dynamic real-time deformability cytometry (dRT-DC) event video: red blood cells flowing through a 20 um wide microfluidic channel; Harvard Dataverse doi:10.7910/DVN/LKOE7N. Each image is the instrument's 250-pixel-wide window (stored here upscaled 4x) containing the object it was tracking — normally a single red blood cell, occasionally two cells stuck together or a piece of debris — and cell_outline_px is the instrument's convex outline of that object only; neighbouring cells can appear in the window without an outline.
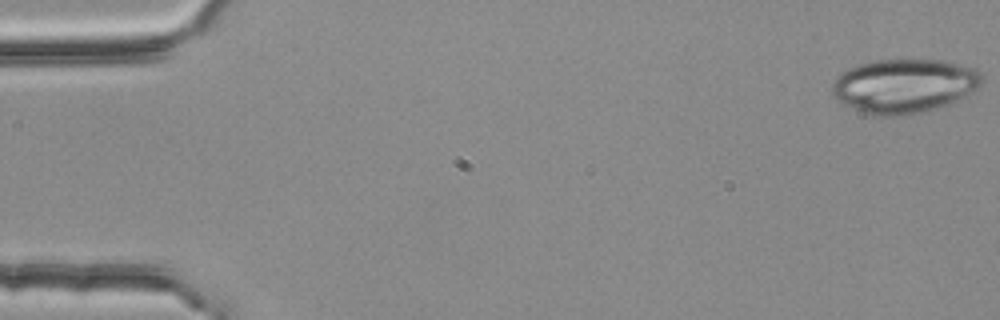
{"species": "common noctule bat (a hibernating species)", "species_latin": "Nyctalus noctula", "temperature_condition": "room temperature", "stored_images_in_passage": 4, "camera_frame_rate_fps": 3000, "um_per_image_px": 0.085, "animal": {"sex": "female", "body_mass_g": 25.1}, "frame": {"image": 1, "passage_image": 1, "time_ms": 0.0, "image_size_px": [1000, 320], "cell_outline_px": [[984, 80], [976, 88], [956, 100], [948, 104], [924, 112], [900, 116], [872, 116], [860, 112], [836, 100], [832, 96], [832, 84], [836, 76], [840, 72], [848, 68], [860, 64], [876, 60], [944, 60], [976, 68], [984, 76]], "centroid_in_image_um": [76.82, 7.31], "position_along_channel_um": 8.2, "area_um2": 47.57}}